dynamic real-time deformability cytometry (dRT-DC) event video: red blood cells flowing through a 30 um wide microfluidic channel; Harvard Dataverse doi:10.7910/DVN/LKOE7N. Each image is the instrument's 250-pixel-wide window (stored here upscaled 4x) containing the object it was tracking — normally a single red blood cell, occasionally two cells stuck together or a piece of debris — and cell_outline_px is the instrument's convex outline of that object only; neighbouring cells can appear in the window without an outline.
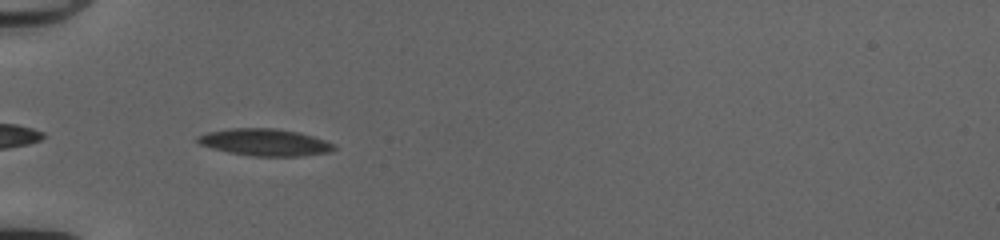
{"species": "common noctule bat (a hibernating species)", "species_latin": "Nyctalus noctula", "temperature_condition": "cold", "stored_images_in_passage": 35, "camera_frame_rate_fps": 3000, "um_per_image_px": 0.085, "animal": {"sex": "female", "body_mass_g": 20.0, "forearm_length_mm": 54.0}, "frame": {"image": 1, "passage_image": 2, "time_ms": 0.333, "image_size_px": [1000, 240], "cell_outline_px": [[336, 148], [328, 152], [300, 156], [252, 156], [228, 152], [212, 148], [200, 144], [196, 140], [196, 136], [208, 132], [228, 128], [276, 128], [300, 132], [324, 140], [332, 144]], "centroid_in_image_um": [22.47, 12.09], "position_along_channel_um": 62.5, "area_um2": 21.39}}
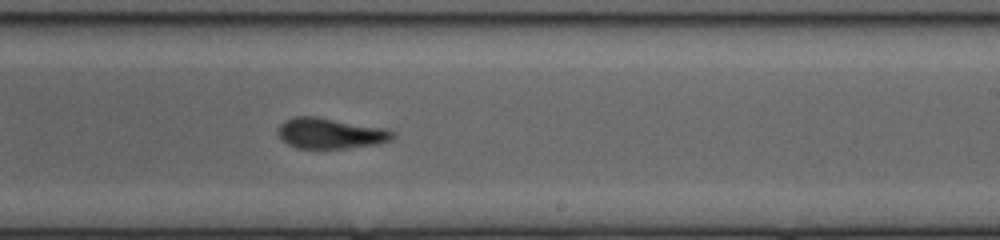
{"frame": {"image": 2, "passage_image": 17, "time_ms": 5.333, "image_size_px": [1000, 240], "cell_outline_px": [[396, 136], [392, 140], [376, 144], [344, 148], [296, 148], [288, 144], [276, 132], [280, 124], [284, 120], [296, 116], [316, 116], [388, 128], [396, 132]], "centroid_in_image_um": [28.12, 11.32], "position_along_channel_um": 260.9, "area_um2": 20.69}}
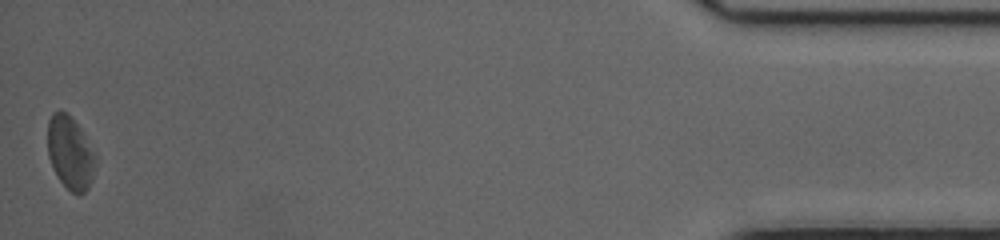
{"frame": {"image": 3, "passage_image": 35, "time_ms": 11.333, "image_size_px": [1000, 240], "cell_outline_px": [[96, 160], [92, 176], [88, 188], [80, 196], [72, 192], [60, 180], [52, 168], [48, 156], [48, 120], [52, 112], [60, 108], [68, 112], [80, 128]], "centroid_in_image_um": [5.92, 12.95], "position_along_channel_um": 429.3, "area_um2": 20.17}, "authors_computed_cell_mechanics": {"area_um2": 20.6924, "velocity_mm_per_s": 4.1289, "shape_relaxation_time_tau1_ms": 7.1965, "shape_relaxation_time_tau2_ms": 2.4764, "deformation_change_tau1": 0.2095, "deformation_change_tau2": 0.1116}}